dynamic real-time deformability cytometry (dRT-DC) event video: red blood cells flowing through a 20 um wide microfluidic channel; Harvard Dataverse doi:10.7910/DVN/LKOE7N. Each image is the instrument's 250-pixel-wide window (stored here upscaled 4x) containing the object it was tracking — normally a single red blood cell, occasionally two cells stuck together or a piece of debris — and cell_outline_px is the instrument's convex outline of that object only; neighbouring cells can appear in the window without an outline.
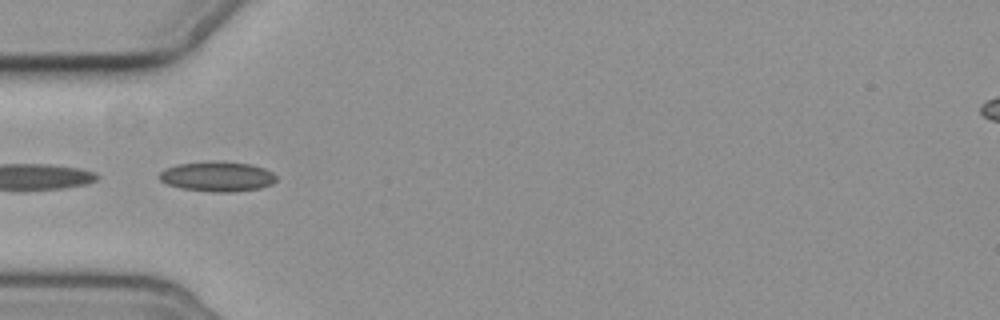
{"species": "common noctule bat (a hibernating species)", "species_latin": "Nyctalus noctula", "temperature_condition": "cold", "stored_images_in_passage": 9, "camera_frame_rate_fps": 3000, "um_per_image_px": 0.085, "animal": {"sex": "female", "body_mass_g": 19.3, "forearm_length_mm": 54.1}, "frame": {"image": 1, "passage_image": 4, "time_ms": 3.333, "image_size_px": [1000, 320], "cell_outline_px": [[276, 180], [272, 184], [260, 188], [232, 192], [212, 192], [180, 188], [168, 184], [160, 180], [156, 176], [164, 168], [176, 164], [216, 160], [252, 164], [264, 168], [272, 172], [276, 176]], "centroid_in_image_um": [18.45, 14.99], "position_along_channel_um": 66.6, "area_um2": 20.75}}
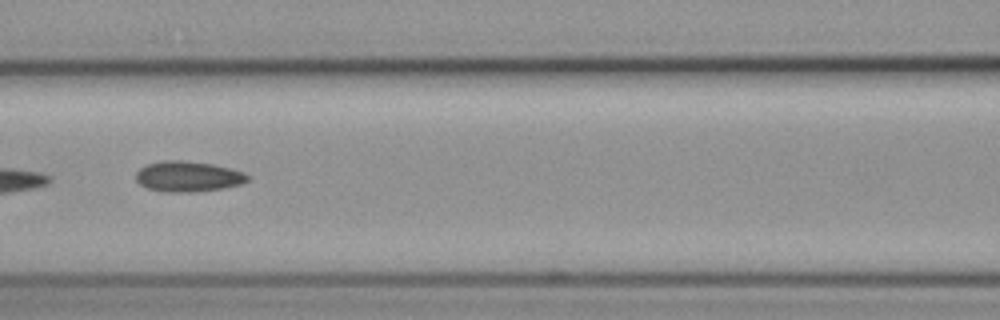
{"frame": {"image": 2, "passage_image": 6, "time_ms": 5.667, "image_size_px": [1000, 320], "cell_outline_px": [[248, 180], [244, 184], [224, 188], [196, 192], [160, 192], [148, 188], [140, 184], [136, 180], [136, 172], [140, 168], [148, 164], [164, 160], [180, 160], [212, 164], [244, 172], [248, 176]], "centroid_in_image_um": [15.98, 15.01], "position_along_channel_um": 150.6, "area_um2": 19.94}}
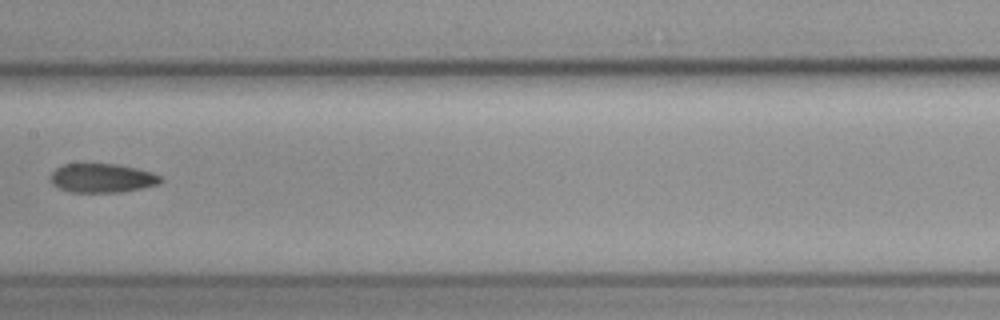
{"frame": {"image": 3, "passage_image": 7, "time_ms": 7.0, "image_size_px": [1000, 320], "cell_outline_px": [[164, 180], [160, 184], [120, 192], [72, 192], [60, 188], [52, 184], [52, 172], [56, 168], [64, 164], [116, 164], [136, 168], [152, 172], [160, 176]], "centroid_in_image_um": [8.71, 15.13], "position_along_channel_um": 198.7, "area_um2": 18.44}}